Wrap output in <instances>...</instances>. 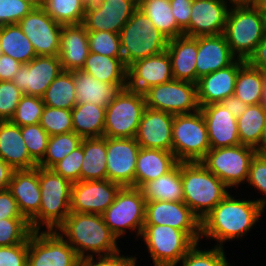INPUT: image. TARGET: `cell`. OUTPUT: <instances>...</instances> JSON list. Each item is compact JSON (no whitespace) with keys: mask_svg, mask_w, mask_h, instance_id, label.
Wrapping results in <instances>:
<instances>
[{"mask_svg":"<svg viewBox=\"0 0 266 266\" xmlns=\"http://www.w3.org/2000/svg\"><path fill=\"white\" fill-rule=\"evenodd\" d=\"M18 25L32 43L37 56L59 55L62 25L54 21L42 7L33 8Z\"/></svg>","mask_w":266,"mask_h":266,"instance_id":"cell-15","label":"cell"},{"mask_svg":"<svg viewBox=\"0 0 266 266\" xmlns=\"http://www.w3.org/2000/svg\"><path fill=\"white\" fill-rule=\"evenodd\" d=\"M246 62L266 73V33Z\"/></svg>","mask_w":266,"mask_h":266,"instance_id":"cell-58","label":"cell"},{"mask_svg":"<svg viewBox=\"0 0 266 266\" xmlns=\"http://www.w3.org/2000/svg\"><path fill=\"white\" fill-rule=\"evenodd\" d=\"M59 59L63 71L81 70L90 53L88 31L83 24L62 25Z\"/></svg>","mask_w":266,"mask_h":266,"instance_id":"cell-27","label":"cell"},{"mask_svg":"<svg viewBox=\"0 0 266 266\" xmlns=\"http://www.w3.org/2000/svg\"><path fill=\"white\" fill-rule=\"evenodd\" d=\"M140 146L135 138H108L107 179L122 187H135L136 162Z\"/></svg>","mask_w":266,"mask_h":266,"instance_id":"cell-17","label":"cell"},{"mask_svg":"<svg viewBox=\"0 0 266 266\" xmlns=\"http://www.w3.org/2000/svg\"><path fill=\"white\" fill-rule=\"evenodd\" d=\"M144 225H167L182 230L195 243L201 238V221L183 201H146Z\"/></svg>","mask_w":266,"mask_h":266,"instance_id":"cell-14","label":"cell"},{"mask_svg":"<svg viewBox=\"0 0 266 266\" xmlns=\"http://www.w3.org/2000/svg\"><path fill=\"white\" fill-rule=\"evenodd\" d=\"M73 71H62L49 85L42 100L46 106L72 110L76 102Z\"/></svg>","mask_w":266,"mask_h":266,"instance_id":"cell-40","label":"cell"},{"mask_svg":"<svg viewBox=\"0 0 266 266\" xmlns=\"http://www.w3.org/2000/svg\"><path fill=\"white\" fill-rule=\"evenodd\" d=\"M75 250L79 258L85 257V252L110 255L119 251L116 236L105 224L101 214L70 212L64 222L56 229Z\"/></svg>","mask_w":266,"mask_h":266,"instance_id":"cell-2","label":"cell"},{"mask_svg":"<svg viewBox=\"0 0 266 266\" xmlns=\"http://www.w3.org/2000/svg\"><path fill=\"white\" fill-rule=\"evenodd\" d=\"M3 54V51H2V49H1V46H0V56Z\"/></svg>","mask_w":266,"mask_h":266,"instance_id":"cell-66","label":"cell"},{"mask_svg":"<svg viewBox=\"0 0 266 266\" xmlns=\"http://www.w3.org/2000/svg\"><path fill=\"white\" fill-rule=\"evenodd\" d=\"M62 71L58 56H36L29 63L20 66L12 82L25 95L42 97Z\"/></svg>","mask_w":266,"mask_h":266,"instance_id":"cell-19","label":"cell"},{"mask_svg":"<svg viewBox=\"0 0 266 266\" xmlns=\"http://www.w3.org/2000/svg\"><path fill=\"white\" fill-rule=\"evenodd\" d=\"M246 60L238 59L230 66L202 76L196 83L199 106L221 103L234 95L239 69Z\"/></svg>","mask_w":266,"mask_h":266,"instance_id":"cell-24","label":"cell"},{"mask_svg":"<svg viewBox=\"0 0 266 266\" xmlns=\"http://www.w3.org/2000/svg\"><path fill=\"white\" fill-rule=\"evenodd\" d=\"M183 202L200 221L228 194L229 187L201 162H181Z\"/></svg>","mask_w":266,"mask_h":266,"instance_id":"cell-3","label":"cell"},{"mask_svg":"<svg viewBox=\"0 0 266 266\" xmlns=\"http://www.w3.org/2000/svg\"><path fill=\"white\" fill-rule=\"evenodd\" d=\"M29 3L33 8H40L43 6L44 0H22Z\"/></svg>","mask_w":266,"mask_h":266,"instance_id":"cell-63","label":"cell"},{"mask_svg":"<svg viewBox=\"0 0 266 266\" xmlns=\"http://www.w3.org/2000/svg\"><path fill=\"white\" fill-rule=\"evenodd\" d=\"M81 70L104 83L127 84V67L123 58L90 52Z\"/></svg>","mask_w":266,"mask_h":266,"instance_id":"cell-35","label":"cell"},{"mask_svg":"<svg viewBox=\"0 0 266 266\" xmlns=\"http://www.w3.org/2000/svg\"><path fill=\"white\" fill-rule=\"evenodd\" d=\"M264 206L256 200H239L228 194L201 220V238L212 237L216 246L244 236L261 217Z\"/></svg>","mask_w":266,"mask_h":266,"instance_id":"cell-1","label":"cell"},{"mask_svg":"<svg viewBox=\"0 0 266 266\" xmlns=\"http://www.w3.org/2000/svg\"><path fill=\"white\" fill-rule=\"evenodd\" d=\"M8 189L16 200L22 216L30 221L39 212L41 204L39 167L14 170Z\"/></svg>","mask_w":266,"mask_h":266,"instance_id":"cell-26","label":"cell"},{"mask_svg":"<svg viewBox=\"0 0 266 266\" xmlns=\"http://www.w3.org/2000/svg\"><path fill=\"white\" fill-rule=\"evenodd\" d=\"M174 115L146 107L135 140L141 148L161 149L172 152V125Z\"/></svg>","mask_w":266,"mask_h":266,"instance_id":"cell-22","label":"cell"},{"mask_svg":"<svg viewBox=\"0 0 266 266\" xmlns=\"http://www.w3.org/2000/svg\"><path fill=\"white\" fill-rule=\"evenodd\" d=\"M257 150L247 145L210 149L201 164L228 187L247 181L252 159Z\"/></svg>","mask_w":266,"mask_h":266,"instance_id":"cell-9","label":"cell"},{"mask_svg":"<svg viewBox=\"0 0 266 266\" xmlns=\"http://www.w3.org/2000/svg\"><path fill=\"white\" fill-rule=\"evenodd\" d=\"M6 218H25L20 213L17 202L9 189L0 191V220Z\"/></svg>","mask_w":266,"mask_h":266,"instance_id":"cell-56","label":"cell"},{"mask_svg":"<svg viewBox=\"0 0 266 266\" xmlns=\"http://www.w3.org/2000/svg\"><path fill=\"white\" fill-rule=\"evenodd\" d=\"M232 7L223 34L236 58L247 60L266 33V14L254 3Z\"/></svg>","mask_w":266,"mask_h":266,"instance_id":"cell-4","label":"cell"},{"mask_svg":"<svg viewBox=\"0 0 266 266\" xmlns=\"http://www.w3.org/2000/svg\"><path fill=\"white\" fill-rule=\"evenodd\" d=\"M119 35L123 62L127 68L135 61L164 52L169 40L138 8Z\"/></svg>","mask_w":266,"mask_h":266,"instance_id":"cell-6","label":"cell"},{"mask_svg":"<svg viewBox=\"0 0 266 266\" xmlns=\"http://www.w3.org/2000/svg\"><path fill=\"white\" fill-rule=\"evenodd\" d=\"M138 9L168 39L184 35L183 30L177 25L172 14L169 0H138Z\"/></svg>","mask_w":266,"mask_h":266,"instance_id":"cell-37","label":"cell"},{"mask_svg":"<svg viewBox=\"0 0 266 266\" xmlns=\"http://www.w3.org/2000/svg\"><path fill=\"white\" fill-rule=\"evenodd\" d=\"M224 0H193L189 26L185 36L198 37L223 34L229 7Z\"/></svg>","mask_w":266,"mask_h":266,"instance_id":"cell-20","label":"cell"},{"mask_svg":"<svg viewBox=\"0 0 266 266\" xmlns=\"http://www.w3.org/2000/svg\"><path fill=\"white\" fill-rule=\"evenodd\" d=\"M90 52L123 58L121 52L120 35L108 31H88Z\"/></svg>","mask_w":266,"mask_h":266,"instance_id":"cell-46","label":"cell"},{"mask_svg":"<svg viewBox=\"0 0 266 266\" xmlns=\"http://www.w3.org/2000/svg\"><path fill=\"white\" fill-rule=\"evenodd\" d=\"M39 124L49 136L73 132L72 114L69 109L45 105Z\"/></svg>","mask_w":266,"mask_h":266,"instance_id":"cell-44","label":"cell"},{"mask_svg":"<svg viewBox=\"0 0 266 266\" xmlns=\"http://www.w3.org/2000/svg\"><path fill=\"white\" fill-rule=\"evenodd\" d=\"M221 104L228 109L236 118L242 115L247 106L244 102H242L235 95H232L221 102Z\"/></svg>","mask_w":266,"mask_h":266,"instance_id":"cell-59","label":"cell"},{"mask_svg":"<svg viewBox=\"0 0 266 266\" xmlns=\"http://www.w3.org/2000/svg\"><path fill=\"white\" fill-rule=\"evenodd\" d=\"M83 146H78L75 150L57 162L51 170L68 179L71 183L80 181V170L83 162Z\"/></svg>","mask_w":266,"mask_h":266,"instance_id":"cell-50","label":"cell"},{"mask_svg":"<svg viewBox=\"0 0 266 266\" xmlns=\"http://www.w3.org/2000/svg\"><path fill=\"white\" fill-rule=\"evenodd\" d=\"M228 2L227 0H224ZM229 4L232 3V5H249L253 4L254 0H229Z\"/></svg>","mask_w":266,"mask_h":266,"instance_id":"cell-62","label":"cell"},{"mask_svg":"<svg viewBox=\"0 0 266 266\" xmlns=\"http://www.w3.org/2000/svg\"><path fill=\"white\" fill-rule=\"evenodd\" d=\"M60 232L33 231L28 239L27 266H77L79 257Z\"/></svg>","mask_w":266,"mask_h":266,"instance_id":"cell-13","label":"cell"},{"mask_svg":"<svg viewBox=\"0 0 266 266\" xmlns=\"http://www.w3.org/2000/svg\"><path fill=\"white\" fill-rule=\"evenodd\" d=\"M154 266H176L196 244L184 231L167 225H144L142 234Z\"/></svg>","mask_w":266,"mask_h":266,"instance_id":"cell-11","label":"cell"},{"mask_svg":"<svg viewBox=\"0 0 266 266\" xmlns=\"http://www.w3.org/2000/svg\"><path fill=\"white\" fill-rule=\"evenodd\" d=\"M235 57L224 34L198 36L195 66L197 81L204 75L230 66L237 60Z\"/></svg>","mask_w":266,"mask_h":266,"instance_id":"cell-25","label":"cell"},{"mask_svg":"<svg viewBox=\"0 0 266 266\" xmlns=\"http://www.w3.org/2000/svg\"><path fill=\"white\" fill-rule=\"evenodd\" d=\"M140 189L146 201H183L181 162L167 174L148 181Z\"/></svg>","mask_w":266,"mask_h":266,"instance_id":"cell-36","label":"cell"},{"mask_svg":"<svg viewBox=\"0 0 266 266\" xmlns=\"http://www.w3.org/2000/svg\"><path fill=\"white\" fill-rule=\"evenodd\" d=\"M24 93L12 81H0V121L10 120Z\"/></svg>","mask_w":266,"mask_h":266,"instance_id":"cell-49","label":"cell"},{"mask_svg":"<svg viewBox=\"0 0 266 266\" xmlns=\"http://www.w3.org/2000/svg\"><path fill=\"white\" fill-rule=\"evenodd\" d=\"M28 242L0 246V266H27Z\"/></svg>","mask_w":266,"mask_h":266,"instance_id":"cell-54","label":"cell"},{"mask_svg":"<svg viewBox=\"0 0 266 266\" xmlns=\"http://www.w3.org/2000/svg\"><path fill=\"white\" fill-rule=\"evenodd\" d=\"M177 25L184 31L189 26L193 0H169Z\"/></svg>","mask_w":266,"mask_h":266,"instance_id":"cell-55","label":"cell"},{"mask_svg":"<svg viewBox=\"0 0 266 266\" xmlns=\"http://www.w3.org/2000/svg\"><path fill=\"white\" fill-rule=\"evenodd\" d=\"M143 94L146 107L173 115L191 114L200 110L197 87L192 82L173 79L152 86Z\"/></svg>","mask_w":266,"mask_h":266,"instance_id":"cell-12","label":"cell"},{"mask_svg":"<svg viewBox=\"0 0 266 266\" xmlns=\"http://www.w3.org/2000/svg\"><path fill=\"white\" fill-rule=\"evenodd\" d=\"M178 164L173 152L140 148L136 162L135 188L167 174Z\"/></svg>","mask_w":266,"mask_h":266,"instance_id":"cell-31","label":"cell"},{"mask_svg":"<svg viewBox=\"0 0 266 266\" xmlns=\"http://www.w3.org/2000/svg\"><path fill=\"white\" fill-rule=\"evenodd\" d=\"M234 95L248 106L266 103V73L246 62L238 71Z\"/></svg>","mask_w":266,"mask_h":266,"instance_id":"cell-32","label":"cell"},{"mask_svg":"<svg viewBox=\"0 0 266 266\" xmlns=\"http://www.w3.org/2000/svg\"><path fill=\"white\" fill-rule=\"evenodd\" d=\"M0 46L3 54L12 57L21 64H27L37 56L32 43L18 24L0 26Z\"/></svg>","mask_w":266,"mask_h":266,"instance_id":"cell-38","label":"cell"},{"mask_svg":"<svg viewBox=\"0 0 266 266\" xmlns=\"http://www.w3.org/2000/svg\"><path fill=\"white\" fill-rule=\"evenodd\" d=\"M173 80L171 58L164 52L135 61L127 68V87L143 93L148 88Z\"/></svg>","mask_w":266,"mask_h":266,"instance_id":"cell-21","label":"cell"},{"mask_svg":"<svg viewBox=\"0 0 266 266\" xmlns=\"http://www.w3.org/2000/svg\"><path fill=\"white\" fill-rule=\"evenodd\" d=\"M79 258L77 266H136V257L121 256L120 250L110 255L97 256V262L94 261L93 254Z\"/></svg>","mask_w":266,"mask_h":266,"instance_id":"cell-53","label":"cell"},{"mask_svg":"<svg viewBox=\"0 0 266 266\" xmlns=\"http://www.w3.org/2000/svg\"><path fill=\"white\" fill-rule=\"evenodd\" d=\"M167 52L171 58L175 80L197 83V37L180 36L168 40Z\"/></svg>","mask_w":266,"mask_h":266,"instance_id":"cell-29","label":"cell"},{"mask_svg":"<svg viewBox=\"0 0 266 266\" xmlns=\"http://www.w3.org/2000/svg\"><path fill=\"white\" fill-rule=\"evenodd\" d=\"M45 104L42 97L23 95L10 121L18 126L38 124Z\"/></svg>","mask_w":266,"mask_h":266,"instance_id":"cell-45","label":"cell"},{"mask_svg":"<svg viewBox=\"0 0 266 266\" xmlns=\"http://www.w3.org/2000/svg\"><path fill=\"white\" fill-rule=\"evenodd\" d=\"M266 122V103L249 105L237 118L239 141L242 145L257 148L260 145Z\"/></svg>","mask_w":266,"mask_h":266,"instance_id":"cell-39","label":"cell"},{"mask_svg":"<svg viewBox=\"0 0 266 266\" xmlns=\"http://www.w3.org/2000/svg\"><path fill=\"white\" fill-rule=\"evenodd\" d=\"M33 230L26 218L0 220V246H11L28 242Z\"/></svg>","mask_w":266,"mask_h":266,"instance_id":"cell-43","label":"cell"},{"mask_svg":"<svg viewBox=\"0 0 266 266\" xmlns=\"http://www.w3.org/2000/svg\"><path fill=\"white\" fill-rule=\"evenodd\" d=\"M197 247L198 243L181 258L183 266H230L226 260L223 247L215 246L204 251Z\"/></svg>","mask_w":266,"mask_h":266,"instance_id":"cell-48","label":"cell"},{"mask_svg":"<svg viewBox=\"0 0 266 266\" xmlns=\"http://www.w3.org/2000/svg\"><path fill=\"white\" fill-rule=\"evenodd\" d=\"M105 112V107L96 104H76L71 110L73 132L82 138L103 137Z\"/></svg>","mask_w":266,"mask_h":266,"instance_id":"cell-34","label":"cell"},{"mask_svg":"<svg viewBox=\"0 0 266 266\" xmlns=\"http://www.w3.org/2000/svg\"><path fill=\"white\" fill-rule=\"evenodd\" d=\"M83 162L80 181L107 179L106 137L83 138Z\"/></svg>","mask_w":266,"mask_h":266,"instance_id":"cell-33","label":"cell"},{"mask_svg":"<svg viewBox=\"0 0 266 266\" xmlns=\"http://www.w3.org/2000/svg\"><path fill=\"white\" fill-rule=\"evenodd\" d=\"M32 9L22 0H0V24H18Z\"/></svg>","mask_w":266,"mask_h":266,"instance_id":"cell-51","label":"cell"},{"mask_svg":"<svg viewBox=\"0 0 266 266\" xmlns=\"http://www.w3.org/2000/svg\"><path fill=\"white\" fill-rule=\"evenodd\" d=\"M21 65L19 61L2 54L0 56V81H12Z\"/></svg>","mask_w":266,"mask_h":266,"instance_id":"cell-57","label":"cell"},{"mask_svg":"<svg viewBox=\"0 0 266 266\" xmlns=\"http://www.w3.org/2000/svg\"><path fill=\"white\" fill-rule=\"evenodd\" d=\"M77 104L92 103L107 107L127 84H109L96 79L83 70L73 71Z\"/></svg>","mask_w":266,"mask_h":266,"instance_id":"cell-30","label":"cell"},{"mask_svg":"<svg viewBox=\"0 0 266 266\" xmlns=\"http://www.w3.org/2000/svg\"><path fill=\"white\" fill-rule=\"evenodd\" d=\"M41 204L39 212L29 221L33 231L46 225L48 231L56 230L70 214L72 183L51 169L39 167Z\"/></svg>","mask_w":266,"mask_h":266,"instance_id":"cell-5","label":"cell"},{"mask_svg":"<svg viewBox=\"0 0 266 266\" xmlns=\"http://www.w3.org/2000/svg\"><path fill=\"white\" fill-rule=\"evenodd\" d=\"M210 150L208 131L200 110L174 115L172 152L178 162H200Z\"/></svg>","mask_w":266,"mask_h":266,"instance_id":"cell-7","label":"cell"},{"mask_svg":"<svg viewBox=\"0 0 266 266\" xmlns=\"http://www.w3.org/2000/svg\"><path fill=\"white\" fill-rule=\"evenodd\" d=\"M247 181L249 185L254 186V188L266 195V154L257 153L252 159ZM256 201L265 207V198L257 199Z\"/></svg>","mask_w":266,"mask_h":266,"instance_id":"cell-52","label":"cell"},{"mask_svg":"<svg viewBox=\"0 0 266 266\" xmlns=\"http://www.w3.org/2000/svg\"><path fill=\"white\" fill-rule=\"evenodd\" d=\"M256 150H257V153L259 154H266V122L263 128L260 145L256 148Z\"/></svg>","mask_w":266,"mask_h":266,"instance_id":"cell-61","label":"cell"},{"mask_svg":"<svg viewBox=\"0 0 266 266\" xmlns=\"http://www.w3.org/2000/svg\"><path fill=\"white\" fill-rule=\"evenodd\" d=\"M21 134L30 157L39 164L46 154L50 136L39 123L21 126Z\"/></svg>","mask_w":266,"mask_h":266,"instance_id":"cell-47","label":"cell"},{"mask_svg":"<svg viewBox=\"0 0 266 266\" xmlns=\"http://www.w3.org/2000/svg\"><path fill=\"white\" fill-rule=\"evenodd\" d=\"M82 137L74 132L52 135L49 138L46 154L37 165L44 169H51L69 153L81 145Z\"/></svg>","mask_w":266,"mask_h":266,"instance_id":"cell-42","label":"cell"},{"mask_svg":"<svg viewBox=\"0 0 266 266\" xmlns=\"http://www.w3.org/2000/svg\"><path fill=\"white\" fill-rule=\"evenodd\" d=\"M0 158L14 170H29L38 165L30 157L21 127L10 120L0 121Z\"/></svg>","mask_w":266,"mask_h":266,"instance_id":"cell-28","label":"cell"},{"mask_svg":"<svg viewBox=\"0 0 266 266\" xmlns=\"http://www.w3.org/2000/svg\"><path fill=\"white\" fill-rule=\"evenodd\" d=\"M138 8V0H101L86 7L83 25L87 31L120 33Z\"/></svg>","mask_w":266,"mask_h":266,"instance_id":"cell-18","label":"cell"},{"mask_svg":"<svg viewBox=\"0 0 266 266\" xmlns=\"http://www.w3.org/2000/svg\"><path fill=\"white\" fill-rule=\"evenodd\" d=\"M86 5L82 0H44L42 8L61 25L82 24Z\"/></svg>","mask_w":266,"mask_h":266,"instance_id":"cell-41","label":"cell"},{"mask_svg":"<svg viewBox=\"0 0 266 266\" xmlns=\"http://www.w3.org/2000/svg\"><path fill=\"white\" fill-rule=\"evenodd\" d=\"M86 6L99 3L101 0H82Z\"/></svg>","mask_w":266,"mask_h":266,"instance_id":"cell-65","label":"cell"},{"mask_svg":"<svg viewBox=\"0 0 266 266\" xmlns=\"http://www.w3.org/2000/svg\"><path fill=\"white\" fill-rule=\"evenodd\" d=\"M146 200L140 188L122 187L115 201L102 214L105 224L118 239L126 228L141 236L145 224Z\"/></svg>","mask_w":266,"mask_h":266,"instance_id":"cell-10","label":"cell"},{"mask_svg":"<svg viewBox=\"0 0 266 266\" xmlns=\"http://www.w3.org/2000/svg\"><path fill=\"white\" fill-rule=\"evenodd\" d=\"M121 185L106 180L72 183L70 212L103 214L115 201Z\"/></svg>","mask_w":266,"mask_h":266,"instance_id":"cell-16","label":"cell"},{"mask_svg":"<svg viewBox=\"0 0 266 266\" xmlns=\"http://www.w3.org/2000/svg\"><path fill=\"white\" fill-rule=\"evenodd\" d=\"M13 171L14 169L0 158V191H5L9 188Z\"/></svg>","mask_w":266,"mask_h":266,"instance_id":"cell-60","label":"cell"},{"mask_svg":"<svg viewBox=\"0 0 266 266\" xmlns=\"http://www.w3.org/2000/svg\"><path fill=\"white\" fill-rule=\"evenodd\" d=\"M203 114L210 149L240 145L237 118L221 103L200 107Z\"/></svg>","mask_w":266,"mask_h":266,"instance_id":"cell-23","label":"cell"},{"mask_svg":"<svg viewBox=\"0 0 266 266\" xmlns=\"http://www.w3.org/2000/svg\"><path fill=\"white\" fill-rule=\"evenodd\" d=\"M145 108L143 93L128 87L121 89L106 107L103 137L135 138Z\"/></svg>","mask_w":266,"mask_h":266,"instance_id":"cell-8","label":"cell"},{"mask_svg":"<svg viewBox=\"0 0 266 266\" xmlns=\"http://www.w3.org/2000/svg\"><path fill=\"white\" fill-rule=\"evenodd\" d=\"M254 4L266 14V0H254Z\"/></svg>","mask_w":266,"mask_h":266,"instance_id":"cell-64","label":"cell"}]
</instances>
